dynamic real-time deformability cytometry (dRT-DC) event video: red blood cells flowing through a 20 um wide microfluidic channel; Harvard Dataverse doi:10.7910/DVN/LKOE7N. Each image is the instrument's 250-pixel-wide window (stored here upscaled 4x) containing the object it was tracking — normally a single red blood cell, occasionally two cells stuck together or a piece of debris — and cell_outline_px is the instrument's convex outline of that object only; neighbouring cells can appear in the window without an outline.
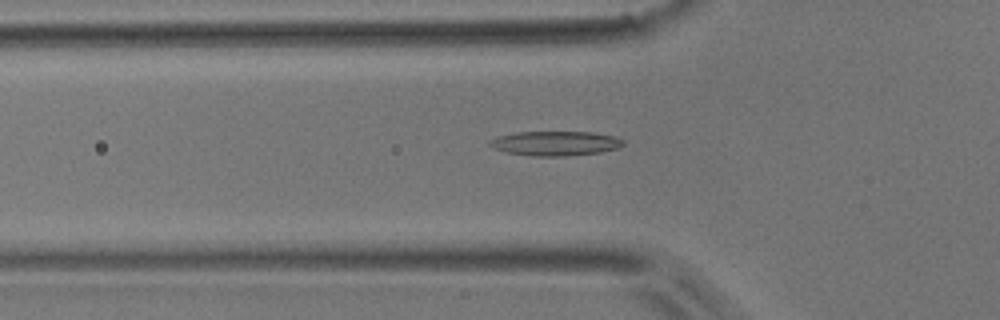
{"species": "common noctule bat (a hibernating species)", "species_latin": "Nyctalus noctula", "temperature_condition": "room temperature", "stored_images_in_passage": 32, "camera_frame_rate_fps": 3000, "um_per_image_px": 0.085, "animal": {"sex": "male", "body_mass_g": 17.9}, "frame": {"image": 1, "passage_image": 3, "time_ms": 0.667, "image_size_px": [1000, 320], "cell_outline_px": [[624, 144], [616, 148], [600, 152], [564, 156], [532, 156], [504, 152], [488, 144], [488, 140], [496, 136], [516, 132], [592, 132], [616, 136], [624, 140]], "centroid_in_image_um": [47.18, 12.18], "position_along_channel_um": 78.6, "area_um2": 19.13}}
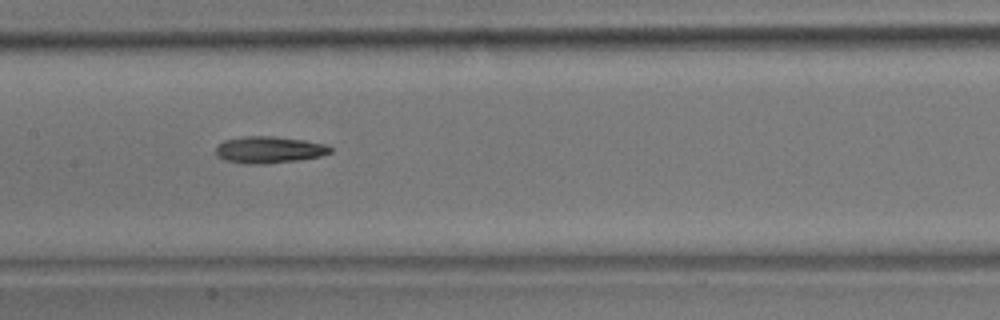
{"frame": {"image": 2, "passage_image": 11, "time_ms": 3.333, "image_size_px": [1000, 320], "cell_outline_px": [[332, 152], [320, 156], [296, 160], [268, 164], [244, 164], [224, 160], [216, 156], [216, 148], [224, 140], [244, 136], [272, 136], [304, 140], [324, 144], [332, 148]], "centroid_in_image_um": [22.84, 12.74], "position_along_channel_um": 184.6, "area_um2": 17.86}}
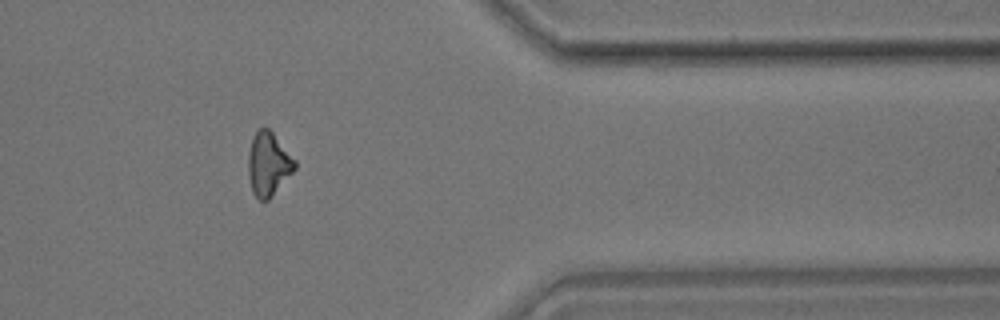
{"frame": {"image": 3, "passage_image": 28, "time_ms": 9.0, "image_size_px": [1000, 320], "cell_outline_px": [[296, 168], [268, 200], [260, 200], [252, 192], [248, 172], [248, 152], [256, 128], [268, 128], [272, 132], [296, 160]], "centroid_in_image_um": [22.8, 13.92], "position_along_channel_um": 388.6, "area_um2": 17.11}, "authors_computed_cell_mechanics": {"area_um2": 17.3689, "velocity_mm_per_s": 3.9355, "shape_relaxation_time_tau1_ms": 8.5404, "shape_relaxation_time_tau2_ms": 9.2366, "deformation_change_tau1": 0.1943, "deformation_change_tau2": 0.1994}}